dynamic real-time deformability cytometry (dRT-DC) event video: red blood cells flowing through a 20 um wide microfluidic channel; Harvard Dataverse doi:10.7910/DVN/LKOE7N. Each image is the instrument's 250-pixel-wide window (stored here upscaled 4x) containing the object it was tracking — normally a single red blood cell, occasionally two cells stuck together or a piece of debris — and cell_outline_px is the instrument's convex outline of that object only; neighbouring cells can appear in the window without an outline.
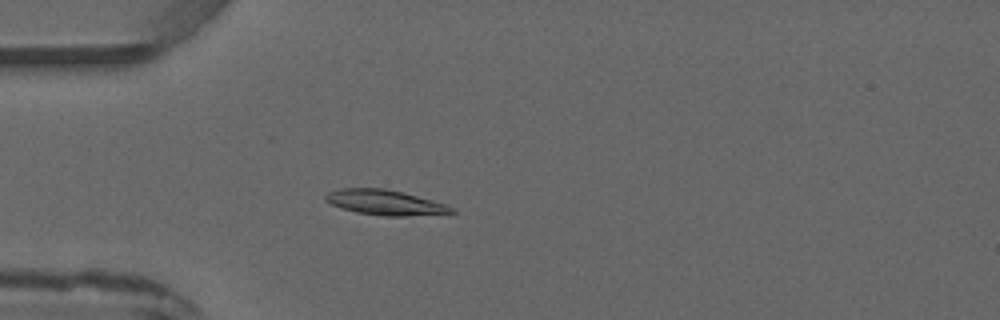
{"species": "common noctule bat (a hibernating species)", "species_latin": "Nyctalus noctula", "temperature_condition": "warm", "stored_images_in_passage": 4, "camera_frame_rate_fps": 3000, "um_per_image_px": 0.085, "animal": {"sex": "male", "forearm_length_mm": 52.5}, "frame": {"image": 1, "passage_image": 4, "time_ms": 3.333, "image_size_px": [1000, 320], "cell_outline_px": [[456, 212], [408, 216], [384, 216], [356, 212], [332, 204], [324, 200], [324, 196], [328, 192], [340, 188], [384, 188], [404, 192], [448, 204], [456, 208]], "centroid_in_image_um": [32.78, 17.2], "position_along_channel_um": 52.2, "area_um2": 18.55}}